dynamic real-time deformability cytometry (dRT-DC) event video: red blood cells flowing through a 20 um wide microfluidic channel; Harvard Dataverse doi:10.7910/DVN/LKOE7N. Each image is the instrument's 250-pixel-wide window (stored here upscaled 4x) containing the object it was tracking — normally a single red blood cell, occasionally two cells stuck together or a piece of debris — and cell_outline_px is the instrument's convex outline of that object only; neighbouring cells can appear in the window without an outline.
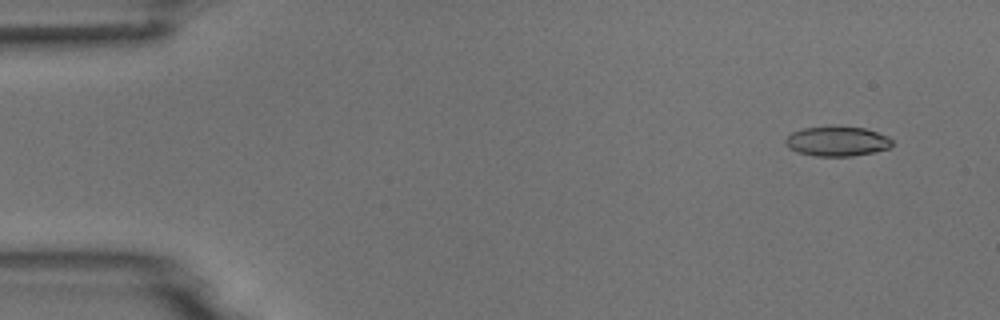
{"species": "common noctule bat (a hibernating species)", "species_latin": "Nyctalus noctula", "temperature_condition": "room temperature", "stored_images_in_passage": 6, "camera_frame_rate_fps": 3000, "um_per_image_px": 0.085, "animal": {"sex": "male", "body_mass_g": 18.8}, "frame": {"image": 1, "passage_image": 2, "time_ms": 1.0, "image_size_px": [1000, 320], "cell_outline_px": [[892, 144], [888, 148], [872, 152], [852, 156], [816, 156], [800, 152], [788, 148], [784, 144], [784, 140], [792, 132], [804, 128], [828, 124], [864, 128], [888, 136], [892, 140]], "centroid_in_image_um": [71.11, 11.97], "position_along_channel_um": 13.9, "area_um2": 18.79}}